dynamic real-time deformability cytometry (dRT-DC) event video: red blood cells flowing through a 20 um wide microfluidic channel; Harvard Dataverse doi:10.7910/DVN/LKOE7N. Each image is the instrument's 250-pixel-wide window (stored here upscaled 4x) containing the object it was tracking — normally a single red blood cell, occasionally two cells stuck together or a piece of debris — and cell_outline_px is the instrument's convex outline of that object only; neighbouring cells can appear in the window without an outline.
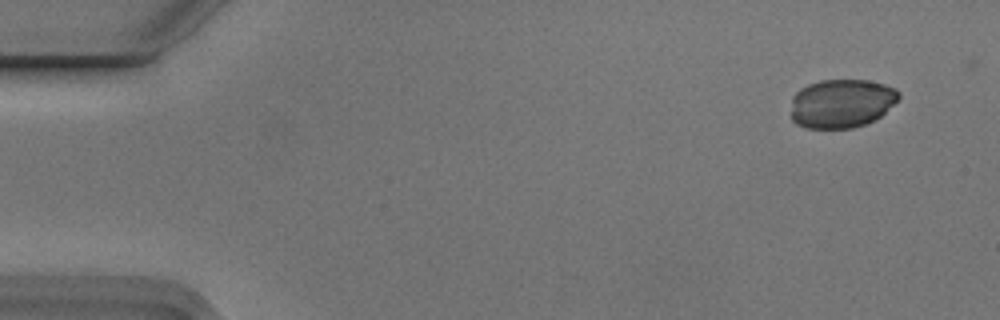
{"species": "Egyptian fruit bat (a non-hibernating species)", "species_latin": "Rousettus aegyptiacus", "temperature_condition": "cold", "stored_images_in_passage": 8, "camera_frame_rate_fps": 3000, "um_per_image_px": 0.085, "animal": {"sex": "male"}, "frame": {"image": 1, "passage_image": 1, "time_ms": 0.0, "image_size_px": [1000, 320], "cell_outline_px": [[900, 96], [880, 116], [864, 124], [852, 128], [808, 128], [796, 124], [792, 120], [792, 96], [800, 88], [808, 84], [820, 80], [868, 80], [884, 84], [896, 88], [900, 92]], "centroid_in_image_um": [71.51, 8.77], "position_along_channel_um": 13.5, "area_um2": 30.58}}
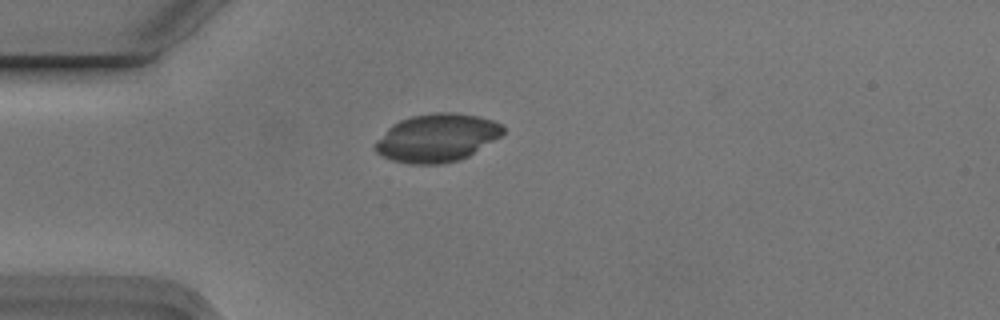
{"frame": {"image": 2, "passage_image": 4, "time_ms": 1.0, "image_size_px": [1000, 320], "cell_outline_px": [[504, 132], [500, 136], [468, 156], [460, 160], [440, 164], [412, 164], [392, 160], [376, 152], [372, 148], [376, 140], [392, 124], [400, 120], [412, 116], [436, 112], [452, 112], [480, 116], [492, 120], [500, 124], [504, 128]], "centroid_in_image_um": [37.12, 11.71], "position_along_channel_um": 47.9, "area_um2": 35.72}}